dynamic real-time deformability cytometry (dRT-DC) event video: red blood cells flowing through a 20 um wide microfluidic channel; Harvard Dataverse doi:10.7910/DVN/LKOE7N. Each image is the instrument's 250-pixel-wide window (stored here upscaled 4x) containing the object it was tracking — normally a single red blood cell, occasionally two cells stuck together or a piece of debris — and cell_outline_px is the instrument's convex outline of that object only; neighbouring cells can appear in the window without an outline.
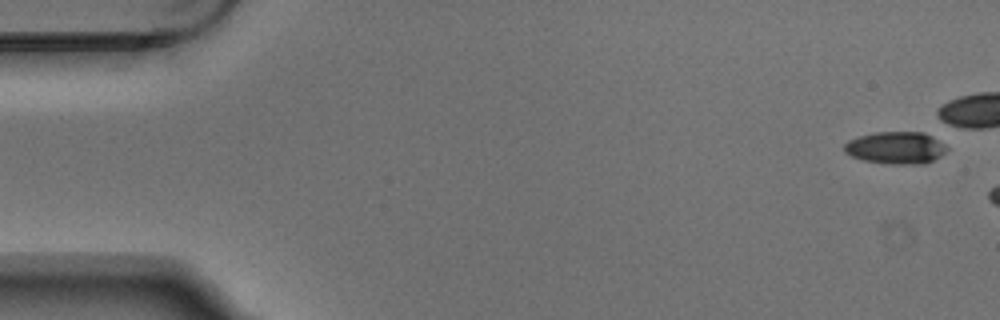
{"species": "Egyptian fruit bat (a non-hibernating species)", "species_latin": "Rousettus aegyptiacus", "temperature_condition": "warm", "stored_images_in_passage": 3, "camera_frame_rate_fps": 3000, "um_per_image_px": 0.085, "animal": {"sex": "male"}, "frame": {"image": 1, "passage_image": 1, "time_ms": 0.0, "image_size_px": [1000, 320], "cell_outline_px": [[948, 148], [940, 156], [924, 164], [892, 164], [864, 160], [852, 156], [844, 152], [844, 144], [848, 140], [860, 136], [876, 132], [924, 132], [932, 136], [944, 144]], "centroid_in_image_um": [76.14, 12.56], "position_along_channel_um": 8.9, "area_um2": 19.13}}